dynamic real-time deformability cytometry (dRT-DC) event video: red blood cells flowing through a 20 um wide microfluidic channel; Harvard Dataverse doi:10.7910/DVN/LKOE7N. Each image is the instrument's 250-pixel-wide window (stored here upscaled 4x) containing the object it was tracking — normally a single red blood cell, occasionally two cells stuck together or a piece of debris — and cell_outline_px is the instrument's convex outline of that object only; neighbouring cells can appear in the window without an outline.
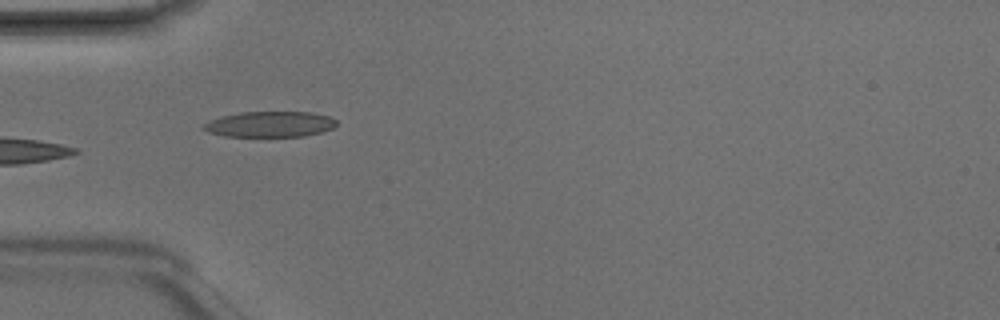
{"species": "Egyptian fruit bat (a non-hibernating species)", "species_latin": "Rousettus aegyptiacus", "temperature_condition": "room temperature", "stored_images_in_passage": 5, "camera_frame_rate_fps": 3000, "um_per_image_px": 0.085, "animal": {"sex": "male"}, "frame": {"image": 1, "passage_image": 3, "time_ms": 0.667, "image_size_px": [1000, 320], "cell_outline_px": [[336, 124], [332, 128], [320, 132], [304, 136], [224, 136], [208, 132], [200, 128], [204, 124], [220, 116], [240, 112], [312, 112], [328, 116], [336, 120]], "centroid_in_image_um": [22.91, 10.55], "position_along_channel_um": 62.1, "area_um2": 19.77}}
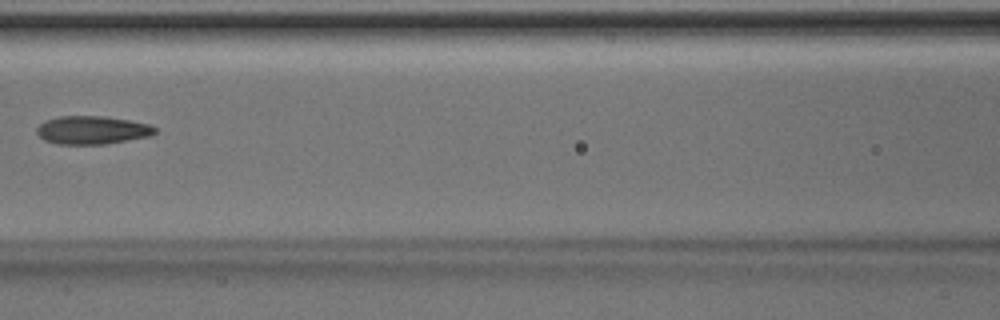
{"frame": {"image": 2, "passage_image": 5, "time_ms": 1.333, "image_size_px": [1000, 320], "cell_outline_px": [[156, 132], [148, 136], [104, 144], [56, 144], [44, 140], [36, 132], [36, 128], [44, 120], [60, 116], [104, 116], [128, 120], [148, 124], [156, 128]], "centroid_in_image_um": [7.78, 11.05], "position_along_channel_um": 158.8, "area_um2": 19.31}}